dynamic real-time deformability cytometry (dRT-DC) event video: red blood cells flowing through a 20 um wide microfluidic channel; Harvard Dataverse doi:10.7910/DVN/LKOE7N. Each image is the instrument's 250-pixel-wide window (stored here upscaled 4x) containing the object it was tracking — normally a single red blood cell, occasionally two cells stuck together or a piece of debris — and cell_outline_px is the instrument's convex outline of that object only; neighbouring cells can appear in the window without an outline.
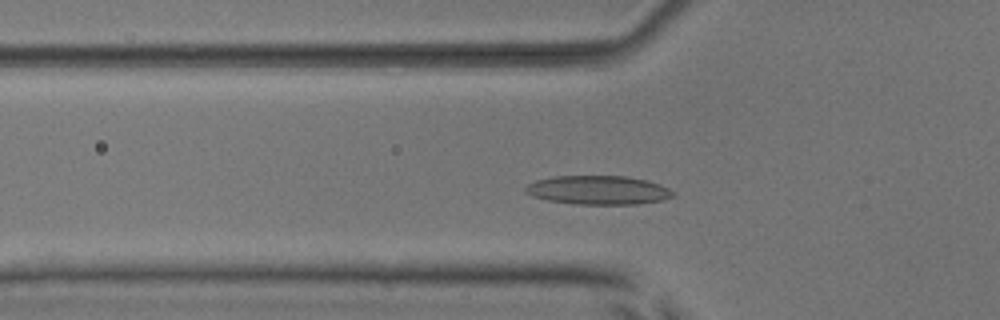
{"species": "common noctule bat (a hibernating species)", "species_latin": "Nyctalus noctula", "temperature_condition": "room temperature", "stored_images_in_passage": 48, "camera_frame_rate_fps": 3000, "um_per_image_px": 0.085, "animal": {"sex": "male", "body_mass_g": 17.9, "forearm_length_mm": 54.2}, "frame": {"image": 1, "passage_image": 13, "time_ms": 4.0, "image_size_px": [1000, 320], "cell_outline_px": [[676, 192], [672, 196], [664, 200], [636, 204], [576, 204], [548, 200], [532, 196], [524, 192], [524, 188], [528, 184], [536, 180], [552, 176], [624, 176], [648, 180], [660, 184]], "centroid_in_image_um": [50.85, 16.15], "position_along_channel_um": 75.0, "area_um2": 24.91}}
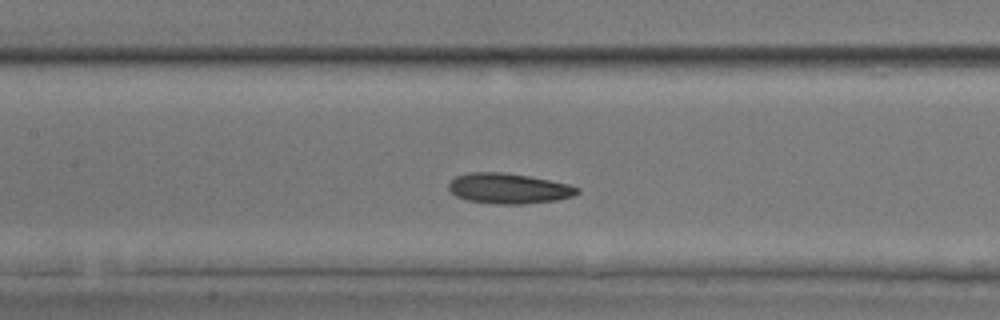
{"frame": {"image": 2, "passage_image": 20, "time_ms": 6.333, "image_size_px": [1000, 320], "cell_outline_px": [[580, 192], [572, 196], [556, 200], [524, 204], [496, 204], [468, 200], [456, 196], [448, 188], [448, 184], [456, 176], [472, 172], [500, 172], [528, 176], [568, 184], [580, 188]], "centroid_in_image_um": [43.24, 16.02], "position_along_channel_um": 164.2, "area_um2": 22.54}}
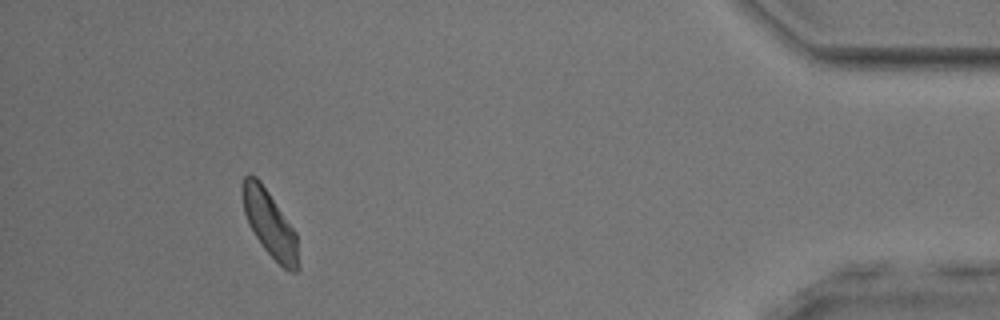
{"frame": {"image": 3, "passage_image": 44, "time_ms": 14.333, "image_size_px": [1000, 320], "cell_outline_px": [[300, 268], [296, 272], [288, 272], [264, 248], [256, 236], [244, 212], [240, 192], [244, 176], [248, 172], [256, 176], [260, 180], [296, 232]], "centroid_in_image_um": [22.93, 18.99], "position_along_channel_um": 412.3, "area_um2": 21.5}, "authors_computed_cell_mechanics": {"area_um2": 22.4553, "velocity_mm_per_s": 3.8284, "shape_relaxation_time_tau1_ms": 3.3994, "shape_relaxation_time_tau2_ms": 5.0944, "deformation_change_tau1": 0.1036, "deformation_change_tau2": 0.1335}}